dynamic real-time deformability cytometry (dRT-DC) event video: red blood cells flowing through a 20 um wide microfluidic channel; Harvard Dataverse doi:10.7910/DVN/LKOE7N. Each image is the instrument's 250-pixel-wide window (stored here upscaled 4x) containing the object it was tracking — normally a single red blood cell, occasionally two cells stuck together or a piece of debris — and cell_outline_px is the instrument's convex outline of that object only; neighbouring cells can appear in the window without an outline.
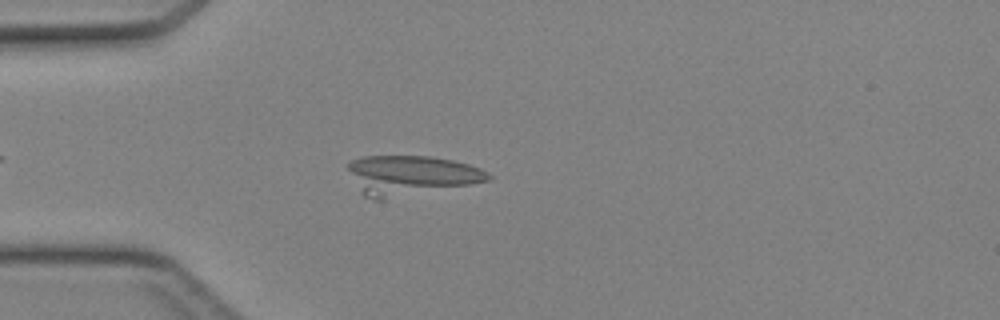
{"species": "Egyptian fruit bat (a non-hibernating species)", "species_latin": "Rousettus aegyptiacus", "temperature_condition": "cold", "stored_images_in_passage": 46, "camera_frame_rate_fps": 3000, "um_per_image_px": 0.085, "animal": {"sex": "female"}, "frame": {"image": 1, "passage_image": 13, "time_ms": 4.0, "image_size_px": [1000, 320], "cell_outline_px": [[492, 180], [384, 200], [372, 200], [364, 196], [348, 168], [348, 164], [352, 160], [364, 156], [432, 156], [452, 160], [468, 164], [480, 168], [488, 172], [492, 176]], "centroid_in_image_um": [34.95, 14.9], "position_along_channel_um": 50.1, "area_um2": 32.25}}
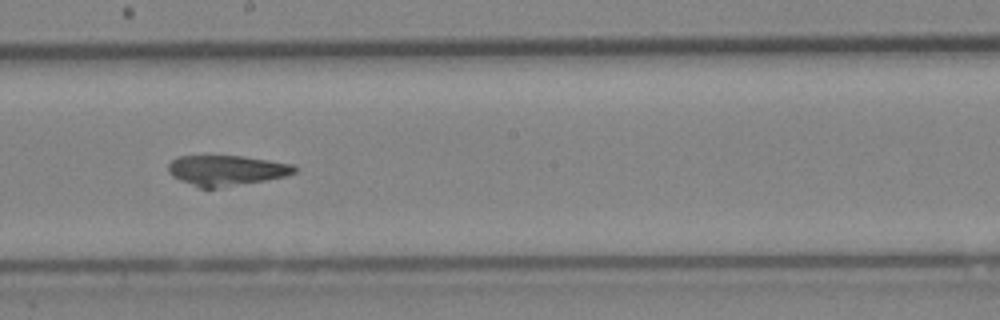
{"frame": {"image": 2, "passage_image": 26, "time_ms": 8.333, "image_size_px": [1000, 320], "cell_outline_px": [[296, 172], [284, 176], [264, 180], [216, 188], [200, 188], [180, 180], [172, 176], [168, 172], [168, 164], [172, 160], [180, 156], [240, 156], [268, 160], [292, 164], [296, 168]], "centroid_in_image_um": [19.2, 14.48], "position_along_channel_um": 229.0, "area_um2": 21.96}}
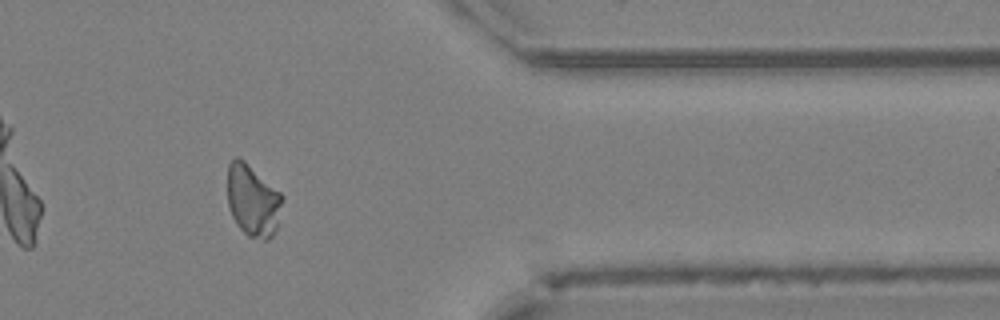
{"frame": {"image": 3, "passage_image": 38, "time_ms": 12.333, "image_size_px": [1000, 320], "cell_outline_px": [[284, 200], [276, 228], [272, 236], [268, 240], [264, 240], [248, 236], [236, 224], [232, 216], [228, 204], [228, 164], [236, 156], [244, 160], [280, 192], [284, 196]], "centroid_in_image_um": [21.5, 17.05], "position_along_channel_um": 389.9, "area_um2": 23.0}}